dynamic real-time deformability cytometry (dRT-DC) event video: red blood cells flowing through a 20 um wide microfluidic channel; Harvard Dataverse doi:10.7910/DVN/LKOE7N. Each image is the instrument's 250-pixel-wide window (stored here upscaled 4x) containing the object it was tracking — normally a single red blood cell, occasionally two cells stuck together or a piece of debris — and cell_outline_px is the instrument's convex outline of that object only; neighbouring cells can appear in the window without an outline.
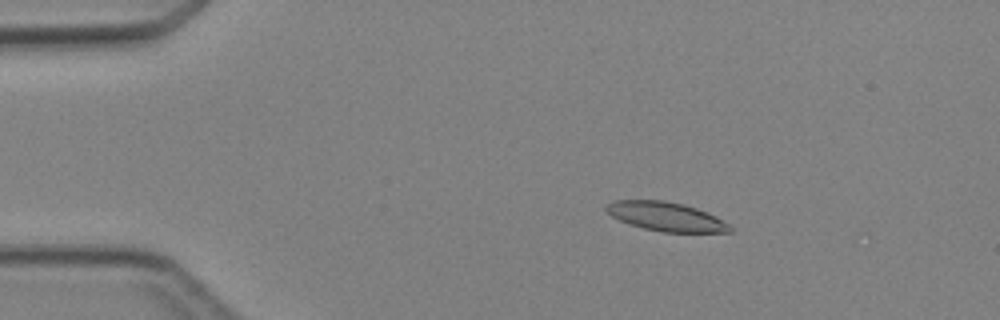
{"species": "Egyptian fruit bat (a non-hibernating species)", "species_latin": "Rousettus aegyptiacus", "temperature_condition": "cold", "stored_images_in_passage": 5, "camera_frame_rate_fps": 3000, "um_per_image_px": 0.085, "animal": {"sex": "female"}, "frame": {"image": 1, "passage_image": 2, "time_ms": 1.0, "image_size_px": [1000, 320], "cell_outline_px": [[732, 232], [664, 232], [644, 228], [620, 220], [612, 216], [604, 208], [612, 200], [664, 200], [684, 204], [708, 212], [716, 216], [728, 224], [732, 228]], "centroid_in_image_um": [56.63, 18.4], "position_along_channel_um": 28.4, "area_um2": 20.75}}
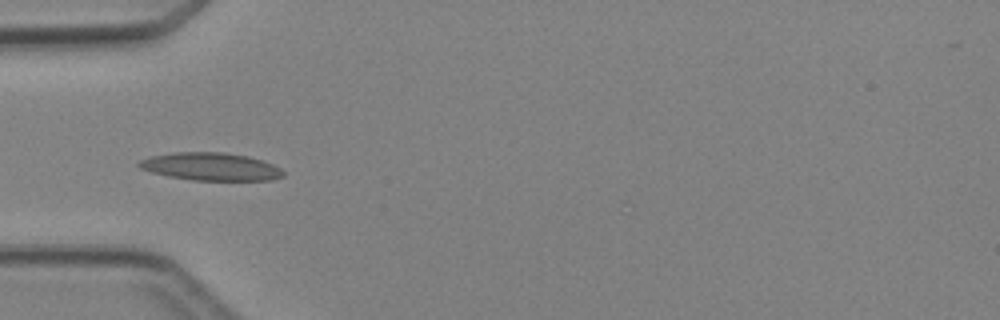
{"frame": {"image": 2, "passage_image": 4, "time_ms": 3.333, "image_size_px": [1000, 320], "cell_outline_px": [[284, 176], [272, 180], [192, 180], [168, 176], [152, 172], [140, 168], [136, 164], [140, 160], [152, 156], [172, 152], [224, 152], [248, 156], [272, 164], [280, 168], [284, 172]], "centroid_in_image_um": [17.91, 14.16], "position_along_channel_um": 67.1, "area_um2": 23.29}}
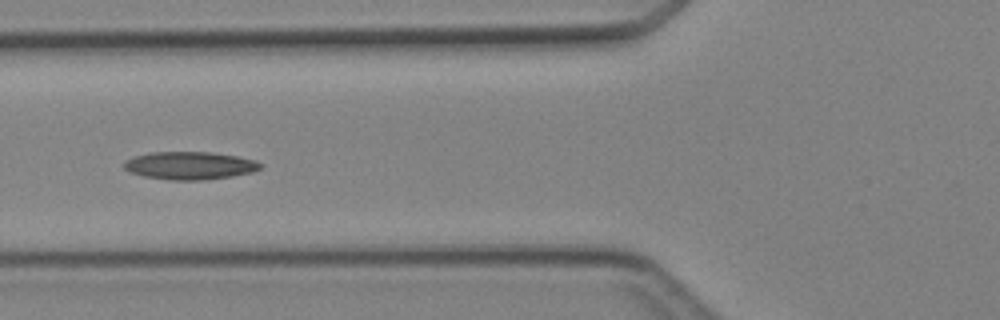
{"frame": {"image": 3, "passage_image": 5, "time_ms": 4.333, "image_size_px": [1000, 320], "cell_outline_px": [[264, 164], [260, 168], [252, 172], [232, 176], [200, 180], [172, 180], [144, 176], [128, 172], [124, 168], [124, 160], [132, 156], [148, 152], [212, 152], [236, 156], [256, 160]], "centroid_in_image_um": [16.1, 14.06], "position_along_channel_um": 109.7, "area_um2": 22.25}}